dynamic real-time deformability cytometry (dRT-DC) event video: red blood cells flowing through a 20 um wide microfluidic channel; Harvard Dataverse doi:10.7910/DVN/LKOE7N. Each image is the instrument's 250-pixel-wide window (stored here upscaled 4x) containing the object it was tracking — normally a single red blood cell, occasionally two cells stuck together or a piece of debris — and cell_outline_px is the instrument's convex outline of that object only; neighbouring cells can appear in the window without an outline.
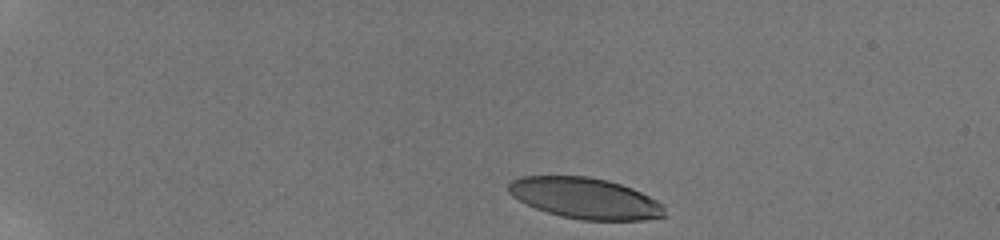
{"species": "human", "species_latin": "Homo sapiens", "temperature_condition": "room temperature", "stored_images_in_passage": 12, "camera_frame_rate_fps": 3000, "um_per_image_px": 0.085, "donor": {"sex": "male"}, "frame": {"image": 1, "passage_image": 1, "time_ms": 0.0, "image_size_px": [1000, 240], "cell_outline_px": [[664, 216], [644, 220], [580, 220], [548, 212], [536, 208], [512, 196], [508, 192], [508, 184], [512, 180], [520, 176], [588, 176], [608, 180], [632, 188], [664, 204]], "centroid_in_image_um": [49.74, 16.84], "position_along_channel_um": 35.3, "area_um2": 37.05}}
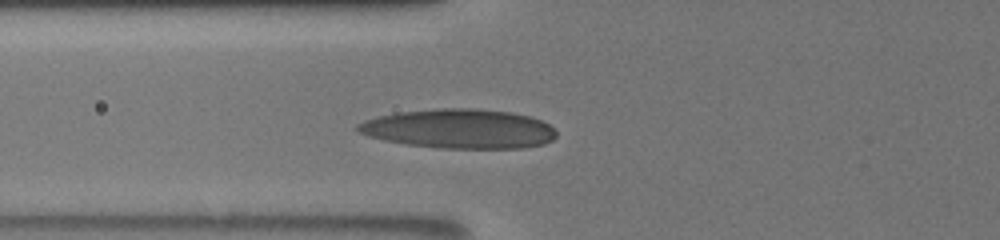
{"frame": {"image": 2, "passage_image": 9, "time_ms": 4.0, "image_size_px": [1000, 240], "cell_outline_px": [[556, 136], [552, 140], [544, 144], [524, 148], [440, 148], [408, 144], [384, 140], [368, 136], [360, 132], [356, 128], [356, 124], [364, 120], [380, 116], [400, 112], [440, 108], [472, 108], [512, 112], [528, 116], [540, 120], [548, 124], [556, 132]], "centroid_in_image_um": [39.05, 10.95], "position_along_channel_um": 86.8, "area_um2": 45.37}}
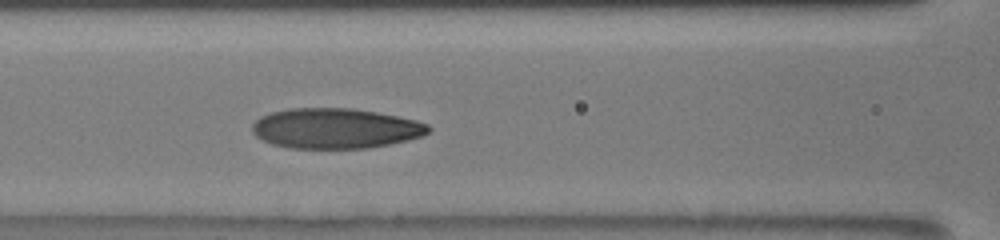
{"frame": {"image": 3, "passage_image": 12, "time_ms": 5.333, "image_size_px": [1000, 240], "cell_outline_px": [[432, 128], [424, 136], [408, 140], [368, 148], [288, 148], [272, 144], [256, 136], [252, 132], [252, 124], [260, 116], [272, 112], [288, 108], [352, 108], [376, 112], [416, 120], [428, 124]], "centroid_in_image_um": [28.51, 10.91], "position_along_channel_um": 138.1, "area_um2": 41.38}}